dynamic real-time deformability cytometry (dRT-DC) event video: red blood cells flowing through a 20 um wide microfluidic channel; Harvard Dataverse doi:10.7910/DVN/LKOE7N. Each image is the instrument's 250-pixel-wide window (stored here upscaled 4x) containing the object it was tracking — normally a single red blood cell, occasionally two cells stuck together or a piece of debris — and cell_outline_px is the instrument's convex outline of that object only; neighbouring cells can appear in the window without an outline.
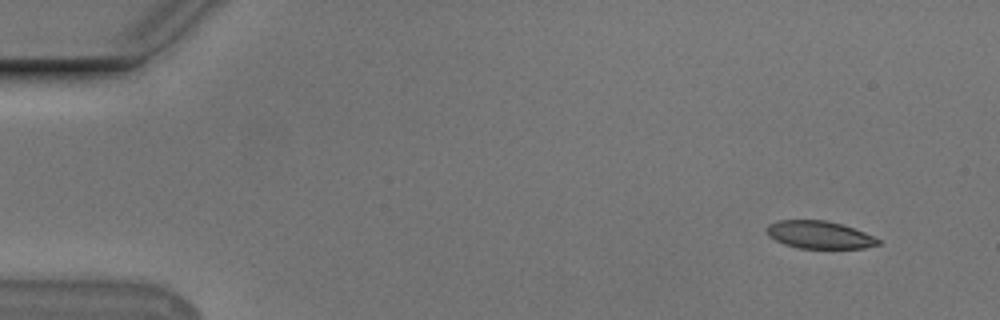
{"species": "Egyptian fruit bat (a non-hibernating species)", "species_latin": "Rousettus aegyptiacus", "temperature_condition": "cold", "stored_images_in_passage": 52, "segment_of_instrument_passage": [1, 2], "camera_frame_rate_fps": 3000, "um_per_image_px": 0.085, "animal": {"sex": "male"}, "frame": {"image": 1, "passage_image": 1, "time_ms": 0.0, "image_size_px": [1000, 320], "cell_outline_px": [[880, 244], [864, 248], [796, 248], [784, 244], [768, 236], [764, 228], [768, 224], [780, 220], [824, 220], [840, 224], [864, 232], [880, 240]], "centroid_in_image_um": [69.59, 19.96], "position_along_channel_um": 15.4, "area_um2": 17.86}}
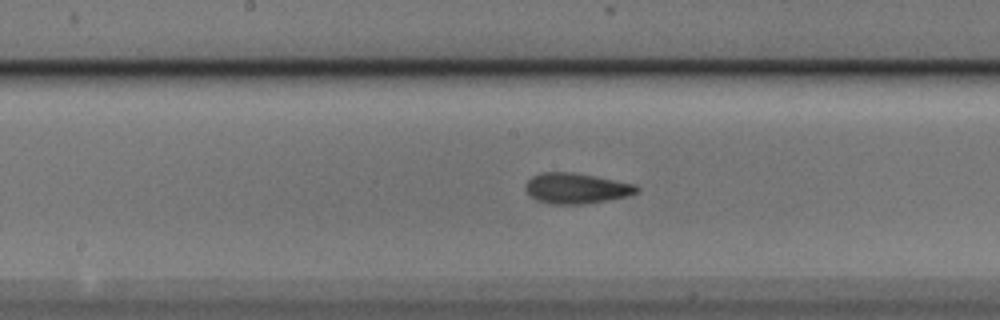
{"frame": {"image": 2, "passage_image": 25, "time_ms": 8.0, "image_size_px": [1000, 320], "cell_outline_px": [[640, 188], [636, 192], [624, 196], [608, 200], [584, 204], [552, 204], [536, 200], [524, 188], [524, 184], [532, 176], [540, 172], [572, 172], [636, 184]], "centroid_in_image_um": [48.94, 16.0], "position_along_channel_um": 199.3, "area_um2": 19.65}}
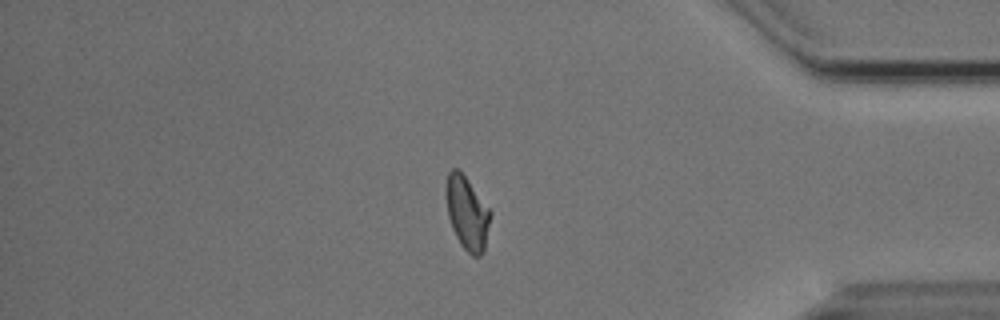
{"frame": {"image": 3, "passage_image": 43, "time_ms": 14.0, "image_size_px": [1000, 320], "cell_outline_px": [[492, 212], [484, 252], [480, 256], [472, 256], [460, 244], [452, 228], [448, 216], [444, 196], [444, 188], [448, 172], [452, 168], [460, 168]], "centroid_in_image_um": [39.68, 18.06], "position_along_channel_um": 395.5, "area_um2": 19.48}}